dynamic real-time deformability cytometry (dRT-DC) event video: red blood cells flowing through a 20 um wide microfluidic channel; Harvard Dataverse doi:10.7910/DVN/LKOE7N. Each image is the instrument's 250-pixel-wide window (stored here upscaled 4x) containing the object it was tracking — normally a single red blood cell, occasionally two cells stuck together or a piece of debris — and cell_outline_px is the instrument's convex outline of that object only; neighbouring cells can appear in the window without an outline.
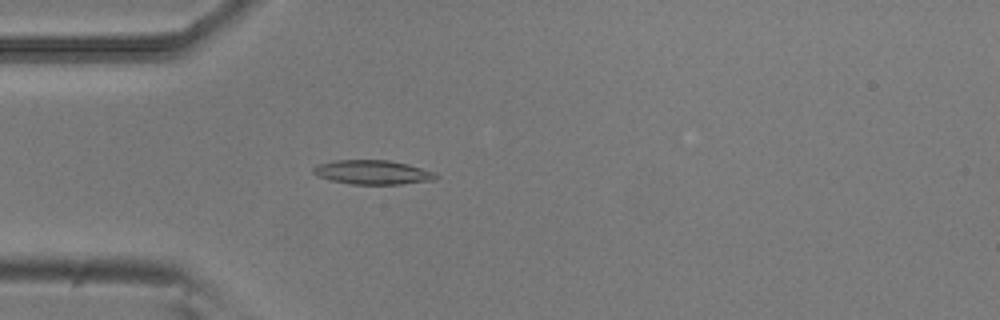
{"species": "common noctule bat (a hibernating species)", "species_latin": "Nyctalus noctula", "temperature_condition": "room temperature", "stored_images_in_passage": 38, "camera_frame_rate_fps": 3000, "um_per_image_px": 0.085, "animal": {"sex": "male", "body_mass_g": 20.5, "forearm_length_mm": 52.5}, "frame": {"image": 1, "passage_image": 5, "time_ms": 1.333, "image_size_px": [1000, 320], "cell_outline_px": [[440, 176], [436, 180], [400, 184], [352, 184], [328, 180], [312, 172], [312, 168], [320, 164], [336, 160], [388, 160], [408, 164], [436, 172]], "centroid_in_image_um": [31.73, 14.65], "position_along_channel_um": 53.3, "area_um2": 17.34}}
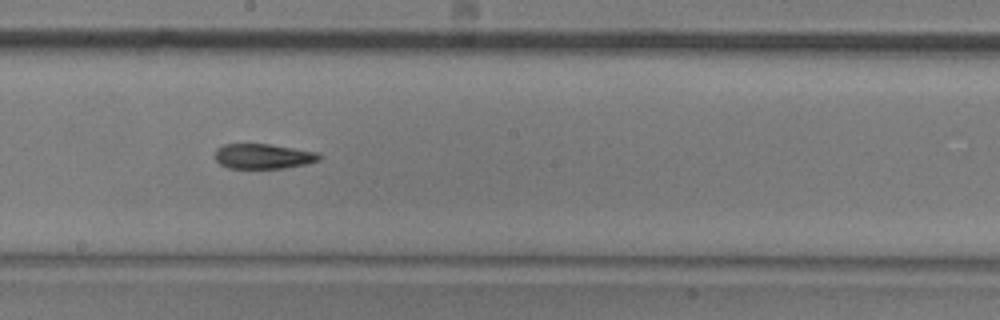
{"frame": {"image": 2, "passage_image": 19, "time_ms": 6.0, "image_size_px": [1000, 320], "cell_outline_px": [[324, 156], [320, 160], [308, 164], [284, 168], [228, 168], [220, 164], [216, 160], [216, 148], [224, 144], [268, 144], [320, 152]], "centroid_in_image_um": [22.44, 13.28], "position_along_channel_um": 225.8, "area_um2": 15.37}}
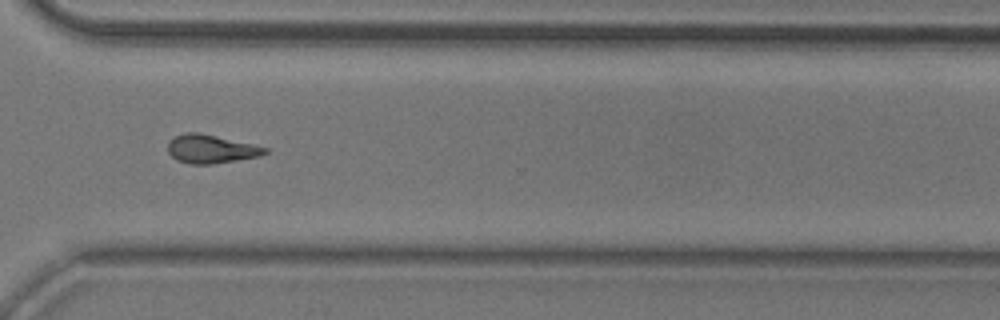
{"frame": {"image": 3, "passage_image": 29, "time_ms": 9.333, "image_size_px": [1000, 320], "cell_outline_px": [[268, 152], [260, 156], [212, 164], [192, 164], [176, 160], [168, 152], [168, 140], [176, 136], [188, 132], [200, 132], [252, 144], [268, 148]], "centroid_in_image_um": [17.92, 12.66], "position_along_channel_um": 352.7, "area_um2": 16.07}, "authors_computed_cell_mechanics": {"area_um2": 16.1551, "velocity_mm_per_s": 3.8212, "shape_relaxation_time_tau1_ms": 7.3795, "shape_relaxation_time_tau2_ms": 4.3426, "deformation_change_tau1": 0.1736, "deformation_change_tau2": 0.1205}}